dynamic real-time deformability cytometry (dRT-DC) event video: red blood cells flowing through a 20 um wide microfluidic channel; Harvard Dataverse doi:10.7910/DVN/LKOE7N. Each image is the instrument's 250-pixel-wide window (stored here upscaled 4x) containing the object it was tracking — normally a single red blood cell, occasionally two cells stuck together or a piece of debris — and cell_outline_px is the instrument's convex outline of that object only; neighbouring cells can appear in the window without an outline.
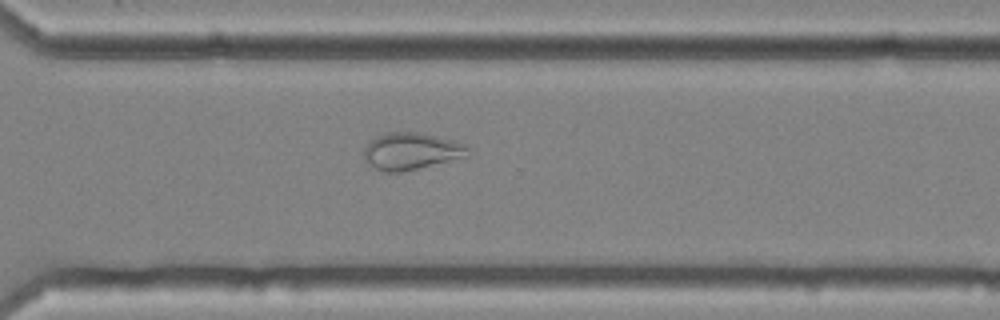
{"species": "common noctule bat (a hibernating species)", "species_latin": "Nyctalus noctula", "temperature_condition": "cold", "stored_images_in_passage": 54, "camera_frame_rate_fps": 3000, "um_per_image_px": 0.085, "animal": {"sex": "female", "body_mass_g": 25.1}, "frame": {"image": 1, "passage_image": 39, "time_ms": 12.667, "image_size_px": [1000, 320], "cell_outline_px": [[468, 148], [464, 156], [400, 172], [384, 172], [376, 168], [364, 156], [364, 148], [376, 136], [388, 132], [416, 132], [456, 140], [464, 144]], "centroid_in_image_um": [34.92, 12.82], "position_along_channel_um": 335.7, "area_um2": 21.62}, "authors_computed_cell_mechanics": {"area_um2": 27.0504, "velocity_mm_per_s": 3.6375, "shape_relaxation_time_tau1_ms": null, "shape_relaxation_time_tau2_ms": 1.2419, "deformation_change_tau1": null, "deformation_change_tau2": 0.0713}}